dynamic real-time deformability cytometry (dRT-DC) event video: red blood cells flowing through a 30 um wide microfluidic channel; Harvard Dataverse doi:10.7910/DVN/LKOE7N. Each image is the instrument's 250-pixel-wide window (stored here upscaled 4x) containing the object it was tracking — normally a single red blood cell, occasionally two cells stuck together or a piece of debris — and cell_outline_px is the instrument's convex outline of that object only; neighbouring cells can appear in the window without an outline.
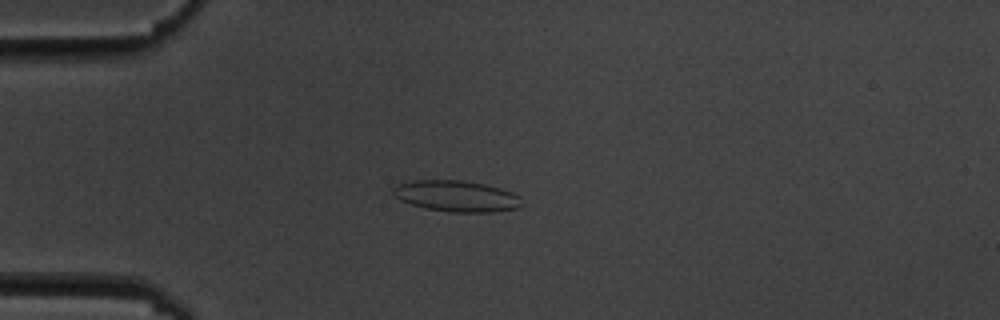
{"species": "common noctule bat (a hibernating species)", "species_latin": "Nyctalus noctula", "temperature_condition": "cold", "stored_images_in_passage": 7, "camera_frame_rate_fps": 3000, "um_per_image_px": 0.085, "animal": {"sex": "male", "body_mass_g": 19.5, "forearm_length_mm": 54.6}, "frame": {"image": 1, "passage_image": 3, "time_ms": 2.333, "image_size_px": [1000, 320], "cell_outline_px": [[524, 204], [520, 208], [496, 212], [452, 212], [424, 208], [400, 200], [392, 192], [392, 188], [396, 184], [416, 180], [460, 180], [484, 184], [500, 188], [512, 192], [520, 196]], "centroid_in_image_um": [38.84, 16.67], "position_along_channel_um": 46.2, "area_um2": 23.52}}
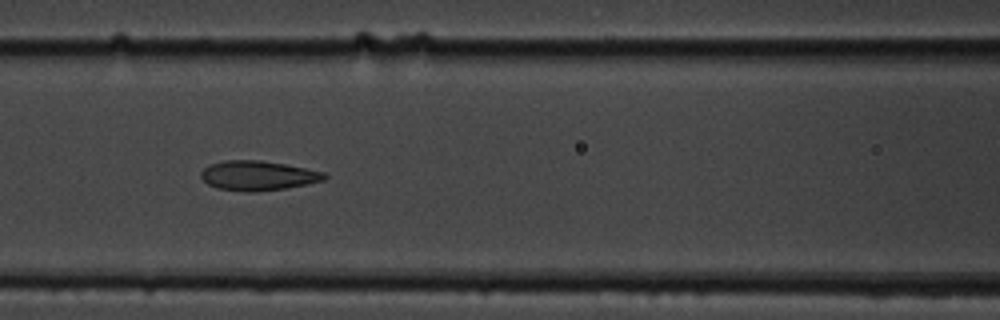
{"frame": {"image": 2, "passage_image": 6, "time_ms": 5.667, "image_size_px": [1000, 320], "cell_outline_px": [[328, 176], [324, 180], [308, 184], [288, 188], [256, 192], [248, 192], [216, 188], [208, 184], [200, 176], [200, 172], [208, 164], [224, 160], [260, 160], [284, 164], [324, 172]], "centroid_in_image_um": [21.91, 14.93], "position_along_channel_um": 144.7, "area_um2": 21.44}}
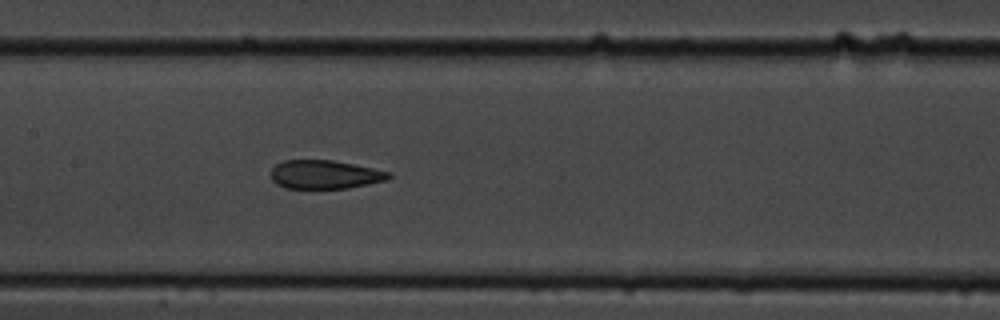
{"frame": {"image": 3, "passage_image": 7, "time_ms": 6.667, "image_size_px": [1000, 320], "cell_outline_px": [[392, 176], [388, 180], [348, 188], [284, 188], [276, 184], [272, 180], [272, 168], [276, 164], [284, 160], [332, 160], [392, 172]], "centroid_in_image_um": [27.62, 14.83], "position_along_channel_um": 179.8, "area_um2": 19.65}}